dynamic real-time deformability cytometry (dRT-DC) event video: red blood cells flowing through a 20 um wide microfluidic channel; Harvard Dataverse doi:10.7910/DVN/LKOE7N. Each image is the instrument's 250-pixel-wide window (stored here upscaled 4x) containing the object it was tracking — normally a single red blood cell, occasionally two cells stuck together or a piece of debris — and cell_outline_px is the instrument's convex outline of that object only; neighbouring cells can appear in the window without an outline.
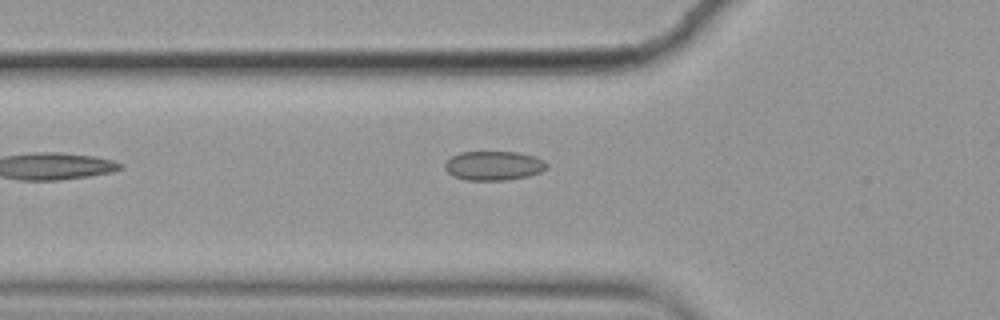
{"species": "common noctule bat (a hibernating species)", "species_latin": "Nyctalus noctula", "temperature_condition": "cold", "stored_images_in_passage": 3, "camera_frame_rate_fps": 3000, "um_per_image_px": 0.085, "animal": {"sex": "female", "body_mass_g": 19.9}, "frame": {"image": 1, "passage_image": 2, "time_ms": 0.333, "image_size_px": [1000, 320], "cell_outline_px": [[548, 168], [540, 172], [528, 176], [508, 180], [468, 180], [452, 176], [444, 168], [444, 164], [452, 156], [460, 152], [516, 152], [532, 156], [544, 160], [548, 164]], "centroid_in_image_um": [41.96, 14.09], "position_along_channel_um": 83.8, "area_um2": 17.34}}
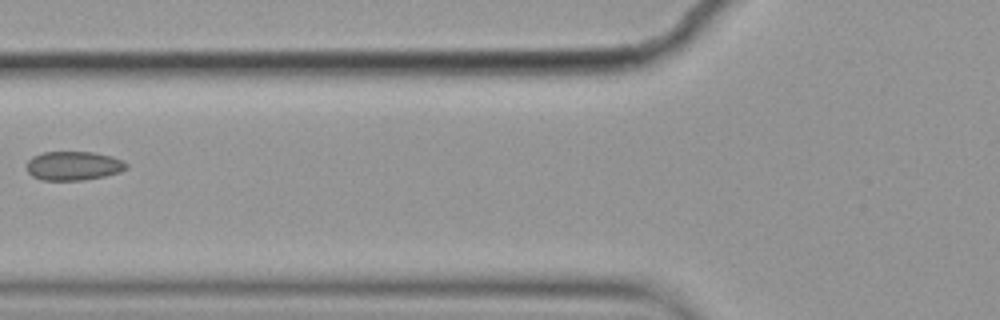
{"frame": {"image": 2, "passage_image": 3, "time_ms": 0.667, "image_size_px": [1000, 320], "cell_outline_px": [[128, 168], [120, 172], [104, 176], [84, 180], [40, 180], [32, 176], [28, 172], [28, 160], [32, 156], [44, 152], [92, 152], [112, 156], [124, 160], [128, 164]], "centroid_in_image_um": [6.28, 14.09], "position_along_channel_um": 119.5, "area_um2": 16.94}}